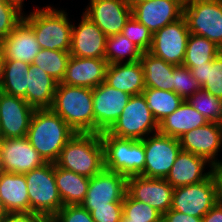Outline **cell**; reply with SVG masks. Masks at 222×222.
I'll return each mask as SVG.
<instances>
[{
	"label": "cell",
	"instance_id": "1",
	"mask_svg": "<svg viewBox=\"0 0 222 222\" xmlns=\"http://www.w3.org/2000/svg\"><path fill=\"white\" fill-rule=\"evenodd\" d=\"M74 130L51 109H35L27 139L46 162L55 163Z\"/></svg>",
	"mask_w": 222,
	"mask_h": 222
},
{
	"label": "cell",
	"instance_id": "2",
	"mask_svg": "<svg viewBox=\"0 0 222 222\" xmlns=\"http://www.w3.org/2000/svg\"><path fill=\"white\" fill-rule=\"evenodd\" d=\"M50 109L75 133H94L92 88L58 83Z\"/></svg>",
	"mask_w": 222,
	"mask_h": 222
},
{
	"label": "cell",
	"instance_id": "3",
	"mask_svg": "<svg viewBox=\"0 0 222 222\" xmlns=\"http://www.w3.org/2000/svg\"><path fill=\"white\" fill-rule=\"evenodd\" d=\"M55 164L89 178L97 175L104 169L100 133H76L65 144Z\"/></svg>",
	"mask_w": 222,
	"mask_h": 222
},
{
	"label": "cell",
	"instance_id": "4",
	"mask_svg": "<svg viewBox=\"0 0 222 222\" xmlns=\"http://www.w3.org/2000/svg\"><path fill=\"white\" fill-rule=\"evenodd\" d=\"M67 16L63 10L49 5L31 12L23 20L33 29L41 49L69 52L73 24Z\"/></svg>",
	"mask_w": 222,
	"mask_h": 222
},
{
	"label": "cell",
	"instance_id": "5",
	"mask_svg": "<svg viewBox=\"0 0 222 222\" xmlns=\"http://www.w3.org/2000/svg\"><path fill=\"white\" fill-rule=\"evenodd\" d=\"M104 149V168L126 178L139 176L144 171L146 155L143 139L134 140L100 133Z\"/></svg>",
	"mask_w": 222,
	"mask_h": 222
},
{
	"label": "cell",
	"instance_id": "6",
	"mask_svg": "<svg viewBox=\"0 0 222 222\" xmlns=\"http://www.w3.org/2000/svg\"><path fill=\"white\" fill-rule=\"evenodd\" d=\"M30 212L51 219L64 205L55 182V163L47 162L24 174Z\"/></svg>",
	"mask_w": 222,
	"mask_h": 222
},
{
	"label": "cell",
	"instance_id": "7",
	"mask_svg": "<svg viewBox=\"0 0 222 222\" xmlns=\"http://www.w3.org/2000/svg\"><path fill=\"white\" fill-rule=\"evenodd\" d=\"M159 124L147 105L143 94L130 97L120 117L106 131L120 138L142 140L149 133H157Z\"/></svg>",
	"mask_w": 222,
	"mask_h": 222
},
{
	"label": "cell",
	"instance_id": "8",
	"mask_svg": "<svg viewBox=\"0 0 222 222\" xmlns=\"http://www.w3.org/2000/svg\"><path fill=\"white\" fill-rule=\"evenodd\" d=\"M183 16L191 34L204 36L222 49V0H185Z\"/></svg>",
	"mask_w": 222,
	"mask_h": 222
},
{
	"label": "cell",
	"instance_id": "9",
	"mask_svg": "<svg viewBox=\"0 0 222 222\" xmlns=\"http://www.w3.org/2000/svg\"><path fill=\"white\" fill-rule=\"evenodd\" d=\"M152 135L143 139L146 160L141 176L165 179L181 151L180 142L178 138L162 135L159 132Z\"/></svg>",
	"mask_w": 222,
	"mask_h": 222
},
{
	"label": "cell",
	"instance_id": "10",
	"mask_svg": "<svg viewBox=\"0 0 222 222\" xmlns=\"http://www.w3.org/2000/svg\"><path fill=\"white\" fill-rule=\"evenodd\" d=\"M189 35L186 19L182 16L153 34L152 45L148 52L165 62L176 66L182 65Z\"/></svg>",
	"mask_w": 222,
	"mask_h": 222
},
{
	"label": "cell",
	"instance_id": "11",
	"mask_svg": "<svg viewBox=\"0 0 222 222\" xmlns=\"http://www.w3.org/2000/svg\"><path fill=\"white\" fill-rule=\"evenodd\" d=\"M215 204V184L210 175L200 183L174 188L170 209L202 218Z\"/></svg>",
	"mask_w": 222,
	"mask_h": 222
},
{
	"label": "cell",
	"instance_id": "12",
	"mask_svg": "<svg viewBox=\"0 0 222 222\" xmlns=\"http://www.w3.org/2000/svg\"><path fill=\"white\" fill-rule=\"evenodd\" d=\"M127 192V178L117 172L103 169L90 178L87 195L81 205L90 213L94 207L110 206L123 202Z\"/></svg>",
	"mask_w": 222,
	"mask_h": 222
},
{
	"label": "cell",
	"instance_id": "13",
	"mask_svg": "<svg viewBox=\"0 0 222 222\" xmlns=\"http://www.w3.org/2000/svg\"><path fill=\"white\" fill-rule=\"evenodd\" d=\"M131 95L105 81L93 89L94 133L107 131L120 117Z\"/></svg>",
	"mask_w": 222,
	"mask_h": 222
},
{
	"label": "cell",
	"instance_id": "14",
	"mask_svg": "<svg viewBox=\"0 0 222 222\" xmlns=\"http://www.w3.org/2000/svg\"><path fill=\"white\" fill-rule=\"evenodd\" d=\"M34 111L23 98L0 91V138L26 137Z\"/></svg>",
	"mask_w": 222,
	"mask_h": 222
},
{
	"label": "cell",
	"instance_id": "15",
	"mask_svg": "<svg viewBox=\"0 0 222 222\" xmlns=\"http://www.w3.org/2000/svg\"><path fill=\"white\" fill-rule=\"evenodd\" d=\"M181 150L191 152L205 158L210 168L222 163L216 159L222 144V124L208 122L191 131L185 132L179 138ZM218 160V161H217Z\"/></svg>",
	"mask_w": 222,
	"mask_h": 222
},
{
	"label": "cell",
	"instance_id": "16",
	"mask_svg": "<svg viewBox=\"0 0 222 222\" xmlns=\"http://www.w3.org/2000/svg\"><path fill=\"white\" fill-rule=\"evenodd\" d=\"M185 0H146L133 6L132 16L154 34L183 16Z\"/></svg>",
	"mask_w": 222,
	"mask_h": 222
},
{
	"label": "cell",
	"instance_id": "17",
	"mask_svg": "<svg viewBox=\"0 0 222 222\" xmlns=\"http://www.w3.org/2000/svg\"><path fill=\"white\" fill-rule=\"evenodd\" d=\"M83 13L108 37L122 33L132 9L124 0H90Z\"/></svg>",
	"mask_w": 222,
	"mask_h": 222
},
{
	"label": "cell",
	"instance_id": "18",
	"mask_svg": "<svg viewBox=\"0 0 222 222\" xmlns=\"http://www.w3.org/2000/svg\"><path fill=\"white\" fill-rule=\"evenodd\" d=\"M174 188L165 180L141 175L127 178V193L138 201L149 204L162 215L169 211Z\"/></svg>",
	"mask_w": 222,
	"mask_h": 222
},
{
	"label": "cell",
	"instance_id": "19",
	"mask_svg": "<svg viewBox=\"0 0 222 222\" xmlns=\"http://www.w3.org/2000/svg\"><path fill=\"white\" fill-rule=\"evenodd\" d=\"M0 151L6 172L25 174L47 163L27 137L0 138Z\"/></svg>",
	"mask_w": 222,
	"mask_h": 222
},
{
	"label": "cell",
	"instance_id": "20",
	"mask_svg": "<svg viewBox=\"0 0 222 222\" xmlns=\"http://www.w3.org/2000/svg\"><path fill=\"white\" fill-rule=\"evenodd\" d=\"M82 15L79 25H72L70 55L105 59L107 36L88 16Z\"/></svg>",
	"mask_w": 222,
	"mask_h": 222
},
{
	"label": "cell",
	"instance_id": "21",
	"mask_svg": "<svg viewBox=\"0 0 222 222\" xmlns=\"http://www.w3.org/2000/svg\"><path fill=\"white\" fill-rule=\"evenodd\" d=\"M107 66L105 59L70 56L61 83L94 89L105 81Z\"/></svg>",
	"mask_w": 222,
	"mask_h": 222
},
{
	"label": "cell",
	"instance_id": "22",
	"mask_svg": "<svg viewBox=\"0 0 222 222\" xmlns=\"http://www.w3.org/2000/svg\"><path fill=\"white\" fill-rule=\"evenodd\" d=\"M5 60H17L32 64L40 51L33 29L22 20L13 31L0 41Z\"/></svg>",
	"mask_w": 222,
	"mask_h": 222
},
{
	"label": "cell",
	"instance_id": "23",
	"mask_svg": "<svg viewBox=\"0 0 222 222\" xmlns=\"http://www.w3.org/2000/svg\"><path fill=\"white\" fill-rule=\"evenodd\" d=\"M206 163L205 158L181 150L165 180L173 188L200 183L211 175V170L203 174Z\"/></svg>",
	"mask_w": 222,
	"mask_h": 222
},
{
	"label": "cell",
	"instance_id": "24",
	"mask_svg": "<svg viewBox=\"0 0 222 222\" xmlns=\"http://www.w3.org/2000/svg\"><path fill=\"white\" fill-rule=\"evenodd\" d=\"M105 82L131 96L142 94L145 84L141 61L108 64Z\"/></svg>",
	"mask_w": 222,
	"mask_h": 222
},
{
	"label": "cell",
	"instance_id": "25",
	"mask_svg": "<svg viewBox=\"0 0 222 222\" xmlns=\"http://www.w3.org/2000/svg\"><path fill=\"white\" fill-rule=\"evenodd\" d=\"M58 82L42 69L30 64L26 102L34 109H50Z\"/></svg>",
	"mask_w": 222,
	"mask_h": 222
},
{
	"label": "cell",
	"instance_id": "26",
	"mask_svg": "<svg viewBox=\"0 0 222 222\" xmlns=\"http://www.w3.org/2000/svg\"><path fill=\"white\" fill-rule=\"evenodd\" d=\"M0 197L8 213L30 212L24 174L3 173L0 177Z\"/></svg>",
	"mask_w": 222,
	"mask_h": 222
},
{
	"label": "cell",
	"instance_id": "27",
	"mask_svg": "<svg viewBox=\"0 0 222 222\" xmlns=\"http://www.w3.org/2000/svg\"><path fill=\"white\" fill-rule=\"evenodd\" d=\"M208 123L187 100L159 123L158 132L174 138H180L185 132L196 129Z\"/></svg>",
	"mask_w": 222,
	"mask_h": 222
},
{
	"label": "cell",
	"instance_id": "28",
	"mask_svg": "<svg viewBox=\"0 0 222 222\" xmlns=\"http://www.w3.org/2000/svg\"><path fill=\"white\" fill-rule=\"evenodd\" d=\"M90 178L58 167L55 164V182L63 205H79L86 195Z\"/></svg>",
	"mask_w": 222,
	"mask_h": 222
},
{
	"label": "cell",
	"instance_id": "29",
	"mask_svg": "<svg viewBox=\"0 0 222 222\" xmlns=\"http://www.w3.org/2000/svg\"><path fill=\"white\" fill-rule=\"evenodd\" d=\"M140 61L144 70L145 88L173 91V70L176 65L165 62L149 52H143Z\"/></svg>",
	"mask_w": 222,
	"mask_h": 222
},
{
	"label": "cell",
	"instance_id": "30",
	"mask_svg": "<svg viewBox=\"0 0 222 222\" xmlns=\"http://www.w3.org/2000/svg\"><path fill=\"white\" fill-rule=\"evenodd\" d=\"M30 64L17 60H4L0 91L21 97L26 101L27 81Z\"/></svg>",
	"mask_w": 222,
	"mask_h": 222
},
{
	"label": "cell",
	"instance_id": "31",
	"mask_svg": "<svg viewBox=\"0 0 222 222\" xmlns=\"http://www.w3.org/2000/svg\"><path fill=\"white\" fill-rule=\"evenodd\" d=\"M142 94L158 124L178 109L184 101L174 91L145 88Z\"/></svg>",
	"mask_w": 222,
	"mask_h": 222
},
{
	"label": "cell",
	"instance_id": "32",
	"mask_svg": "<svg viewBox=\"0 0 222 222\" xmlns=\"http://www.w3.org/2000/svg\"><path fill=\"white\" fill-rule=\"evenodd\" d=\"M222 51V49L213 41L204 36L191 34L188 37L186 45V54L183 66L190 70L194 66L206 64Z\"/></svg>",
	"mask_w": 222,
	"mask_h": 222
},
{
	"label": "cell",
	"instance_id": "33",
	"mask_svg": "<svg viewBox=\"0 0 222 222\" xmlns=\"http://www.w3.org/2000/svg\"><path fill=\"white\" fill-rule=\"evenodd\" d=\"M191 72L204 90L222 99V51L213 61L194 66Z\"/></svg>",
	"mask_w": 222,
	"mask_h": 222
},
{
	"label": "cell",
	"instance_id": "34",
	"mask_svg": "<svg viewBox=\"0 0 222 222\" xmlns=\"http://www.w3.org/2000/svg\"><path fill=\"white\" fill-rule=\"evenodd\" d=\"M142 53L138 47L121 33L107 37L105 60L108 64L123 63L126 56L129 57L126 62H136L140 60Z\"/></svg>",
	"mask_w": 222,
	"mask_h": 222
},
{
	"label": "cell",
	"instance_id": "35",
	"mask_svg": "<svg viewBox=\"0 0 222 222\" xmlns=\"http://www.w3.org/2000/svg\"><path fill=\"white\" fill-rule=\"evenodd\" d=\"M70 56V53L65 51L40 49L33 64L61 83Z\"/></svg>",
	"mask_w": 222,
	"mask_h": 222
},
{
	"label": "cell",
	"instance_id": "36",
	"mask_svg": "<svg viewBox=\"0 0 222 222\" xmlns=\"http://www.w3.org/2000/svg\"><path fill=\"white\" fill-rule=\"evenodd\" d=\"M187 102L208 122L222 124V99L208 93L203 88L192 94Z\"/></svg>",
	"mask_w": 222,
	"mask_h": 222
},
{
	"label": "cell",
	"instance_id": "37",
	"mask_svg": "<svg viewBox=\"0 0 222 222\" xmlns=\"http://www.w3.org/2000/svg\"><path fill=\"white\" fill-rule=\"evenodd\" d=\"M162 217L163 215L149 204L133 199L126 192L121 222H162Z\"/></svg>",
	"mask_w": 222,
	"mask_h": 222
},
{
	"label": "cell",
	"instance_id": "38",
	"mask_svg": "<svg viewBox=\"0 0 222 222\" xmlns=\"http://www.w3.org/2000/svg\"><path fill=\"white\" fill-rule=\"evenodd\" d=\"M173 91L184 100L202 89L200 83L193 77L191 70L183 65L175 66L173 70Z\"/></svg>",
	"mask_w": 222,
	"mask_h": 222
},
{
	"label": "cell",
	"instance_id": "39",
	"mask_svg": "<svg viewBox=\"0 0 222 222\" xmlns=\"http://www.w3.org/2000/svg\"><path fill=\"white\" fill-rule=\"evenodd\" d=\"M121 34L128 38L142 52L150 50L153 34L133 16L126 22Z\"/></svg>",
	"mask_w": 222,
	"mask_h": 222
},
{
	"label": "cell",
	"instance_id": "40",
	"mask_svg": "<svg viewBox=\"0 0 222 222\" xmlns=\"http://www.w3.org/2000/svg\"><path fill=\"white\" fill-rule=\"evenodd\" d=\"M22 10L4 0H0V41L6 38L23 20Z\"/></svg>",
	"mask_w": 222,
	"mask_h": 222
},
{
	"label": "cell",
	"instance_id": "41",
	"mask_svg": "<svg viewBox=\"0 0 222 222\" xmlns=\"http://www.w3.org/2000/svg\"><path fill=\"white\" fill-rule=\"evenodd\" d=\"M52 222H95L91 213L81 204L64 205L52 218Z\"/></svg>",
	"mask_w": 222,
	"mask_h": 222
},
{
	"label": "cell",
	"instance_id": "42",
	"mask_svg": "<svg viewBox=\"0 0 222 222\" xmlns=\"http://www.w3.org/2000/svg\"><path fill=\"white\" fill-rule=\"evenodd\" d=\"M123 202H113L110 206L94 207L91 217L95 222H121Z\"/></svg>",
	"mask_w": 222,
	"mask_h": 222
},
{
	"label": "cell",
	"instance_id": "43",
	"mask_svg": "<svg viewBox=\"0 0 222 222\" xmlns=\"http://www.w3.org/2000/svg\"><path fill=\"white\" fill-rule=\"evenodd\" d=\"M46 219L37 213L19 212L7 213L0 222H44Z\"/></svg>",
	"mask_w": 222,
	"mask_h": 222
},
{
	"label": "cell",
	"instance_id": "44",
	"mask_svg": "<svg viewBox=\"0 0 222 222\" xmlns=\"http://www.w3.org/2000/svg\"><path fill=\"white\" fill-rule=\"evenodd\" d=\"M211 177L215 184L216 204L222 206V163L211 167Z\"/></svg>",
	"mask_w": 222,
	"mask_h": 222
},
{
	"label": "cell",
	"instance_id": "45",
	"mask_svg": "<svg viewBox=\"0 0 222 222\" xmlns=\"http://www.w3.org/2000/svg\"><path fill=\"white\" fill-rule=\"evenodd\" d=\"M162 222H202V218L189 216L170 209L163 214Z\"/></svg>",
	"mask_w": 222,
	"mask_h": 222
},
{
	"label": "cell",
	"instance_id": "46",
	"mask_svg": "<svg viewBox=\"0 0 222 222\" xmlns=\"http://www.w3.org/2000/svg\"><path fill=\"white\" fill-rule=\"evenodd\" d=\"M202 222H222V206L215 204L203 217Z\"/></svg>",
	"mask_w": 222,
	"mask_h": 222
},
{
	"label": "cell",
	"instance_id": "47",
	"mask_svg": "<svg viewBox=\"0 0 222 222\" xmlns=\"http://www.w3.org/2000/svg\"><path fill=\"white\" fill-rule=\"evenodd\" d=\"M4 57H3V53L2 50L0 48V83L3 77V65H4Z\"/></svg>",
	"mask_w": 222,
	"mask_h": 222
},
{
	"label": "cell",
	"instance_id": "48",
	"mask_svg": "<svg viewBox=\"0 0 222 222\" xmlns=\"http://www.w3.org/2000/svg\"><path fill=\"white\" fill-rule=\"evenodd\" d=\"M6 208L2 202V199L0 197V220L7 214Z\"/></svg>",
	"mask_w": 222,
	"mask_h": 222
},
{
	"label": "cell",
	"instance_id": "49",
	"mask_svg": "<svg viewBox=\"0 0 222 222\" xmlns=\"http://www.w3.org/2000/svg\"><path fill=\"white\" fill-rule=\"evenodd\" d=\"M4 1H6V2H9V3H11V4H13V5H16L19 9H21L22 10V2L24 1V0H4Z\"/></svg>",
	"mask_w": 222,
	"mask_h": 222
},
{
	"label": "cell",
	"instance_id": "50",
	"mask_svg": "<svg viewBox=\"0 0 222 222\" xmlns=\"http://www.w3.org/2000/svg\"><path fill=\"white\" fill-rule=\"evenodd\" d=\"M131 8L135 6L137 3L146 1V0H124Z\"/></svg>",
	"mask_w": 222,
	"mask_h": 222
},
{
	"label": "cell",
	"instance_id": "51",
	"mask_svg": "<svg viewBox=\"0 0 222 222\" xmlns=\"http://www.w3.org/2000/svg\"><path fill=\"white\" fill-rule=\"evenodd\" d=\"M5 168H4V163H3V158H2V154L0 151V177L2 176L3 173H5Z\"/></svg>",
	"mask_w": 222,
	"mask_h": 222
},
{
	"label": "cell",
	"instance_id": "52",
	"mask_svg": "<svg viewBox=\"0 0 222 222\" xmlns=\"http://www.w3.org/2000/svg\"><path fill=\"white\" fill-rule=\"evenodd\" d=\"M44 222H52L51 219H46Z\"/></svg>",
	"mask_w": 222,
	"mask_h": 222
}]
</instances>
